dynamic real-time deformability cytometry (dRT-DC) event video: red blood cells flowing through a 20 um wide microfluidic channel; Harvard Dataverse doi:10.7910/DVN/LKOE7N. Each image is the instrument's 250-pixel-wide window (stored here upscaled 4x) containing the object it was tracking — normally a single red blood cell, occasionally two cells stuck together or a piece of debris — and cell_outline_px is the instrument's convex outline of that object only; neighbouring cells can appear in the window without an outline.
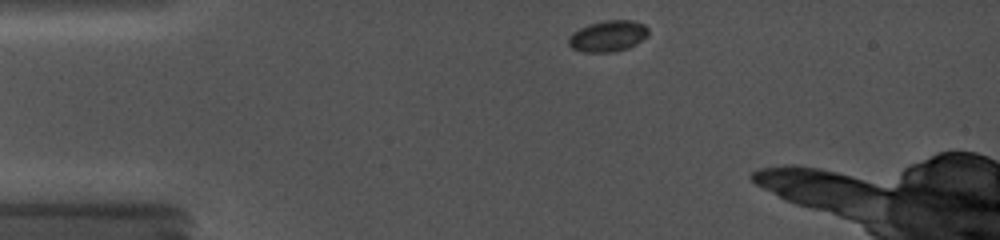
{"species": "common noctule bat (a hibernating species)", "species_latin": "Nyctalus noctula", "temperature_condition": "cold", "stored_images_in_passage": 44, "camera_frame_rate_fps": 5000, "um_per_image_px": 0.085, "animal": {"sex": "female", "body_mass_g": 19.0, "forearm_length_mm": 56.7}, "frame": {"image": 1, "passage_image": 2, "time_ms": 0.4, "image_size_px": [1000, 240], "cell_outline_px": [[648, 36], [636, 44], [628, 48], [612, 52], [584, 52], [572, 48], [568, 44], [568, 36], [572, 32], [588, 24], [604, 20], [632, 20], [644, 24], [648, 28]], "centroid_in_image_um": [51.67, 3.06], "position_along_channel_um": 33.3, "area_um2": 14.62}}
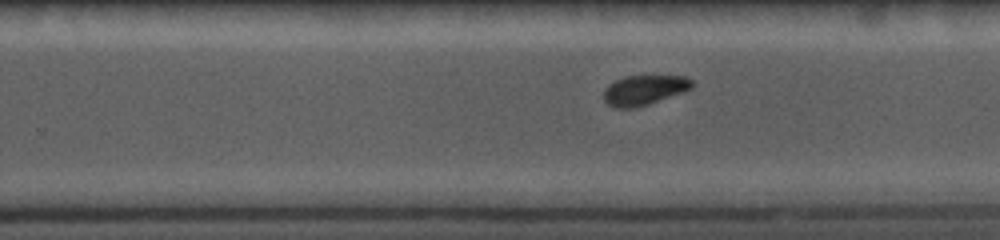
{"frame": {"image": 2, "passage_image": 29, "time_ms": 8.0, "image_size_px": [1000, 240], "cell_outline_px": [[696, 84], [692, 88], [684, 92], [636, 108], [616, 108], [608, 104], [604, 100], [604, 88], [608, 84], [624, 76], [684, 76], [692, 80]], "centroid_in_image_um": [54.77, 7.65], "position_along_channel_um": 275.0, "area_um2": 15.49}}
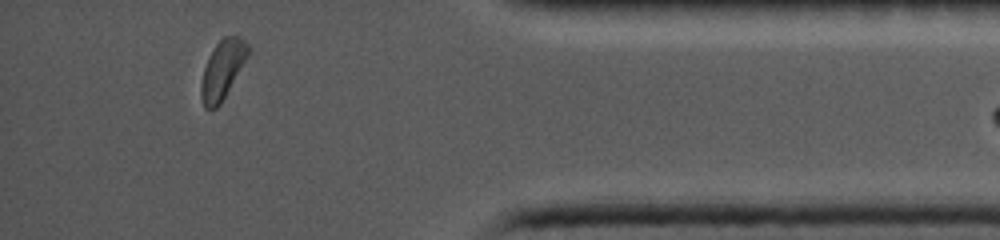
{"frame": {"image": 3, "passage_image": 42, "time_ms": 12.2, "image_size_px": [1000, 240], "cell_outline_px": [[252, 48], [248, 56], [220, 104], [216, 108], [204, 108], [200, 96], [200, 84], [204, 68], [208, 56], [216, 44], [224, 36], [240, 36]], "centroid_in_image_um": [18.91, 5.89], "position_along_channel_um": 416.3, "area_um2": 16.07}, "authors_computed_cell_mechanics": {"area_um2": 16.1551, "velocity_mm_per_s": 3.7861, "shape_relaxation_time_tau1_ms": null, "shape_relaxation_time_tau2_ms": 3.0491, "deformation_change_tau1": null, "deformation_change_tau2": 0.0622}}